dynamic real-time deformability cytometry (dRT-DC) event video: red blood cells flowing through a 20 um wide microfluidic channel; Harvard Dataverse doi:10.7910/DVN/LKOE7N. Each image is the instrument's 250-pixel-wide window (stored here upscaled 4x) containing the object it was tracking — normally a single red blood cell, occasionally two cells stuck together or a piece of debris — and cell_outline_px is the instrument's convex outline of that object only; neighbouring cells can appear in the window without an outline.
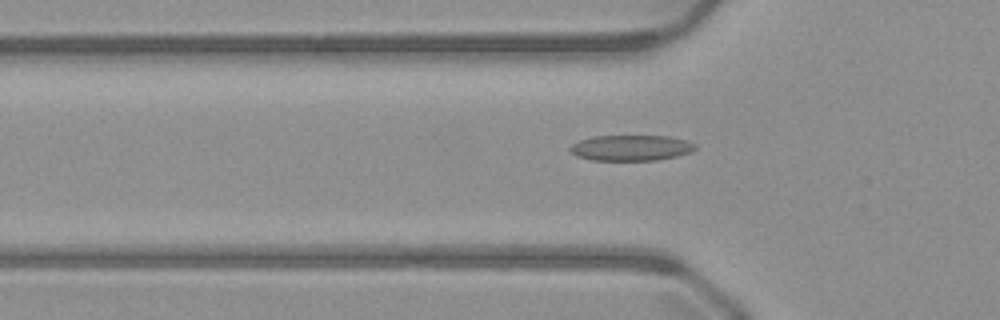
{"species": "common noctule bat (a hibernating species)", "species_latin": "Nyctalus noctula", "temperature_condition": "warm", "stored_images_in_passage": 36, "camera_frame_rate_fps": 3000, "um_per_image_px": 0.085, "animal": {"sex": "male", "body_mass_g": 23.1, "forearm_length_mm": 52.7}, "frame": {"image": 1, "passage_image": 2, "time_ms": 0.333, "image_size_px": [1000, 320], "cell_outline_px": [[696, 148], [692, 152], [676, 156], [656, 160], [592, 160], [576, 156], [568, 148], [572, 144], [580, 140], [592, 136], [668, 136], [688, 140], [696, 144]], "centroid_in_image_um": [53.65, 12.56], "position_along_channel_um": 72.1, "area_um2": 18.79}}
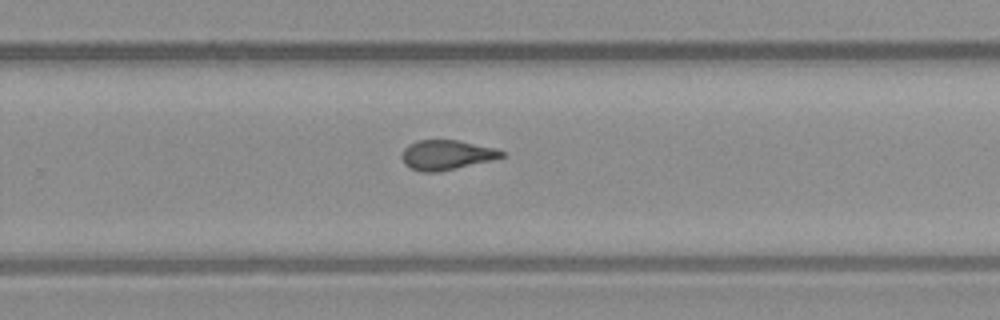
{"frame": {"image": 2, "passage_image": 18, "time_ms": 5.667, "image_size_px": [1000, 320], "cell_outline_px": [[508, 156], [492, 160], [456, 168], [436, 172], [420, 172], [404, 164], [400, 156], [404, 148], [408, 144], [416, 140], [456, 140], [496, 148], [504, 152]], "centroid_in_image_um": [37.94, 13.16], "position_along_channel_um": 291.9, "area_um2": 17.4}}
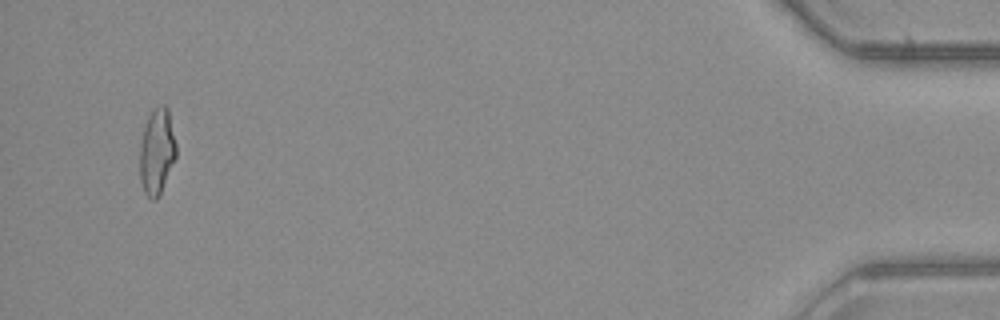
{"frame": {"image": 3, "passage_image": 34, "time_ms": 11.0, "image_size_px": [1000, 320], "cell_outline_px": [[176, 156], [160, 196], [156, 200], [152, 200], [144, 192], [140, 180], [140, 144], [144, 124], [148, 116], [160, 104], [164, 104], [168, 108], [176, 144]], "centroid_in_image_um": [13.33, 12.89], "position_along_channel_um": 421.9, "area_um2": 18.32}, "authors_computed_cell_mechanics": {"area_um2": 17.8891, "velocity_mm_per_s": 4.0952, "shape_relaxation_time_tau1_ms": 9.4251, "shape_relaxation_time_tau2_ms": 1.6238, "deformation_change_tau1": 0.2377, "deformation_change_tau2": 0.0983}}